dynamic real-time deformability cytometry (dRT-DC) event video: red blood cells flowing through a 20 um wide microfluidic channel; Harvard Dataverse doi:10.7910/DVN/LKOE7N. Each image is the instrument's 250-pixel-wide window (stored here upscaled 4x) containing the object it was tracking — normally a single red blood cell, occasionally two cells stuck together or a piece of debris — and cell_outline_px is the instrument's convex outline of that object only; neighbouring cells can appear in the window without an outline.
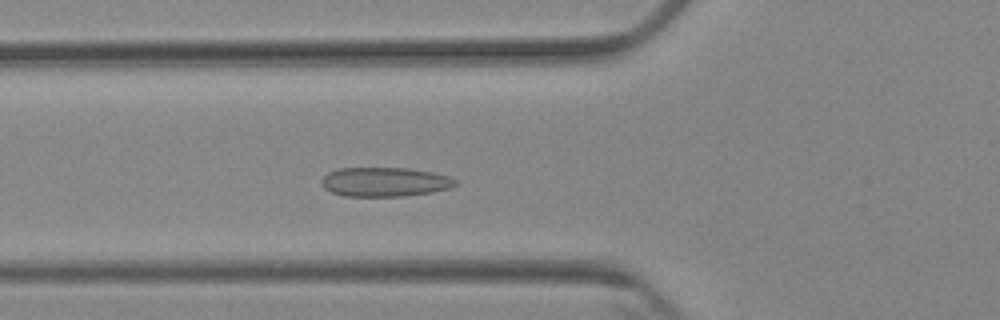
{"species": "Egyptian fruit bat (a non-hibernating species)", "species_latin": "Rousettus aegyptiacus", "temperature_condition": "cold", "stored_images_in_passage": 6, "camera_frame_rate_fps": 3000, "um_per_image_px": 0.085, "animal": {"sex": "female"}, "frame": {"image": 1, "passage_image": 6, "time_ms": 5.667, "image_size_px": [1000, 320], "cell_outline_px": [[456, 184], [448, 188], [432, 192], [404, 196], [344, 196], [332, 192], [324, 188], [320, 184], [320, 180], [328, 172], [340, 168], [408, 168], [432, 172], [448, 176], [456, 180]], "centroid_in_image_um": [32.66, 15.46], "position_along_channel_um": 93.1, "area_um2": 22.77}}